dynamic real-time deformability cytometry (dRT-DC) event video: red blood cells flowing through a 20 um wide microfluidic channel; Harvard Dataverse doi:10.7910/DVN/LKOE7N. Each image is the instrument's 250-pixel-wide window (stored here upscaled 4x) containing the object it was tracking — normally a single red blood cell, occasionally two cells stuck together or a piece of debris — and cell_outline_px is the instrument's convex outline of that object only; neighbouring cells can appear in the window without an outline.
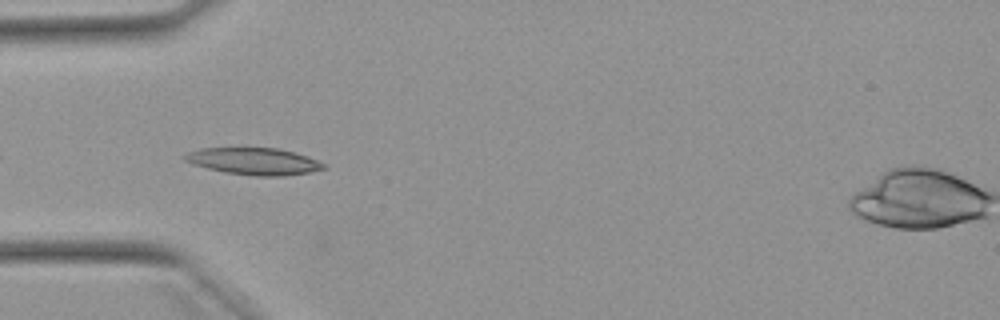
{"species": "Egyptian fruit bat (a non-hibernating species)", "species_latin": "Rousettus aegyptiacus", "temperature_condition": "warm", "stored_images_in_passage": 9, "camera_frame_rate_fps": 3000, "um_per_image_px": 0.085, "animal": {"sex": "female"}, "frame": {"image": 1, "passage_image": 3, "time_ms": 0.667, "image_size_px": [1000, 320], "cell_outline_px": [[328, 168], [308, 172], [284, 176], [256, 176], [224, 172], [192, 164], [184, 160], [180, 156], [188, 152], [200, 148], [276, 148], [296, 152], [308, 156], [328, 164]], "centroid_in_image_um": [21.61, 13.7], "position_along_channel_um": 63.4, "area_um2": 22.02}}
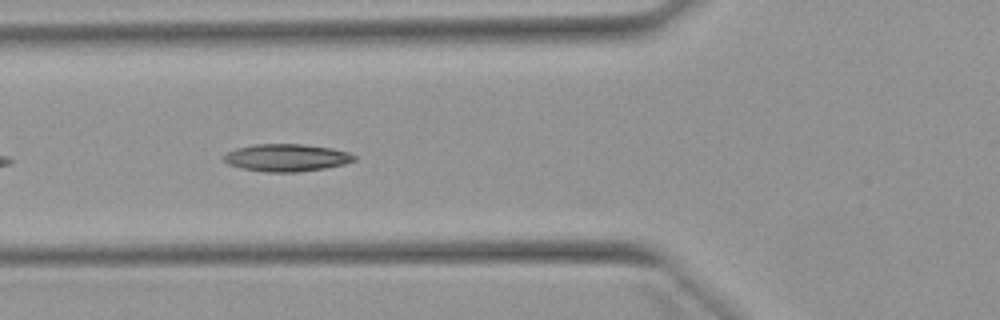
{"frame": {"image": 2, "passage_image": 6, "time_ms": 1.667, "image_size_px": [1000, 320], "cell_outline_px": [[356, 160], [344, 164], [324, 168], [296, 172], [264, 172], [240, 168], [228, 164], [224, 160], [224, 156], [228, 152], [236, 148], [252, 144], [304, 144], [332, 148], [348, 152], [356, 156]], "centroid_in_image_um": [24.35, 13.4], "position_along_channel_um": 101.4, "area_um2": 20.87}}
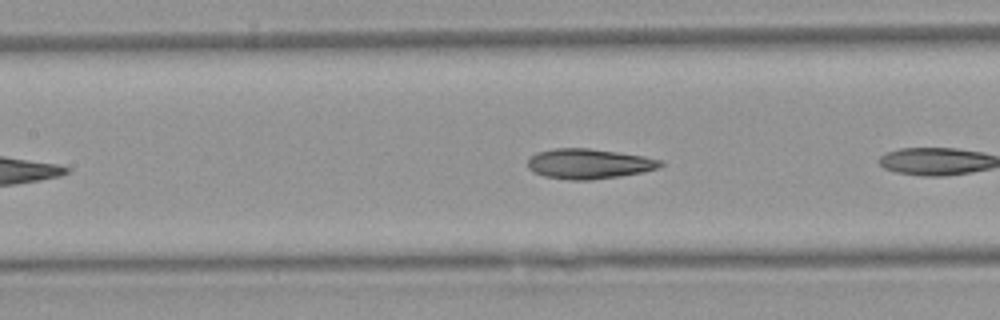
{"frame": {"image": 3, "passage_image": 8, "time_ms": 2.333, "image_size_px": [1000, 320], "cell_outline_px": [[664, 164], [660, 168], [644, 172], [620, 176], [592, 180], [568, 180], [544, 176], [532, 172], [528, 168], [528, 160], [536, 152], [556, 148], [588, 148], [644, 156], [664, 160]], "centroid_in_image_um": [50.08, 13.93], "position_along_channel_um": 157.3, "area_um2": 23.47}}